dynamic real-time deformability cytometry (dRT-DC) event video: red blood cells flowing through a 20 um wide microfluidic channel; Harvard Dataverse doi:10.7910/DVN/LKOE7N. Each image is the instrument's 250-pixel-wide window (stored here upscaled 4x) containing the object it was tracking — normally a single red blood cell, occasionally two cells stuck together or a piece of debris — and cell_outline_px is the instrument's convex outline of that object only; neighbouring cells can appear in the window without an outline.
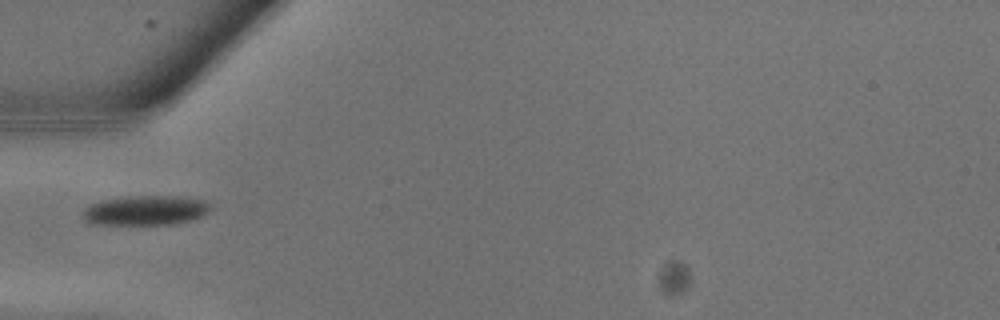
{"species": "common noctule bat (a hibernating species)", "species_latin": "Nyctalus noctula", "temperature_condition": "warm", "stored_images_in_passage": 2, "camera_frame_rate_fps": 3000, "um_per_image_px": 0.085, "animal": {"sex": "male", "body_mass_g": 13.3}, "frame": {"image": 1, "passage_image": 1, "time_ms": 0.0, "image_size_px": [1000, 320], "cell_outline_px": [[212, 204], [208, 212], [200, 216], [188, 220], [172, 224], [92, 224], [84, 220], [80, 216], [80, 212], [88, 204], [100, 200], [128, 196], [184, 196], [204, 200]], "centroid_in_image_um": [12.3, 17.86], "position_along_channel_um": 72.7, "area_um2": 22.37}}